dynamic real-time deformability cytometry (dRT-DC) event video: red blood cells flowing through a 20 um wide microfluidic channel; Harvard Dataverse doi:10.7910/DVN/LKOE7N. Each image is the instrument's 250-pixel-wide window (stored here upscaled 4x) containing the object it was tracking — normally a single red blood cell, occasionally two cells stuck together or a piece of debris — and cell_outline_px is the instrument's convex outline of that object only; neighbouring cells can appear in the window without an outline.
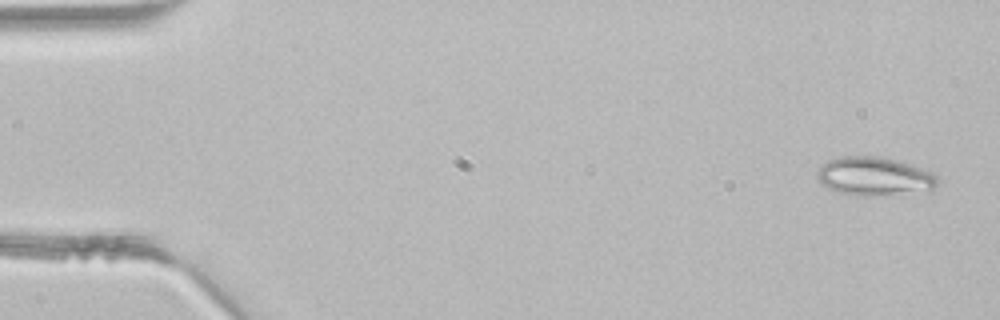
{"species": "common noctule bat (a hibernating species)", "species_latin": "Nyctalus noctula", "temperature_condition": "room temperature", "stored_images_in_passage": 4, "camera_frame_rate_fps": 3000, "um_per_image_px": 0.085, "animal": {"sex": "male", "body_mass_g": 21.5, "forearm_length_mm": 52.0}, "frame": {"image": 1, "passage_image": 1, "time_ms": 0.0, "image_size_px": [1000, 320], "cell_outline_px": [[940, 180], [932, 192], [868, 196], [864, 196], [840, 192], [828, 188], [820, 184], [816, 176], [816, 172], [820, 164], [828, 160], [840, 156], [876, 156], [896, 160], [912, 164], [932, 172], [940, 176]], "centroid_in_image_um": [74.37, 14.99], "position_along_channel_um": 10.6, "area_um2": 27.8}}